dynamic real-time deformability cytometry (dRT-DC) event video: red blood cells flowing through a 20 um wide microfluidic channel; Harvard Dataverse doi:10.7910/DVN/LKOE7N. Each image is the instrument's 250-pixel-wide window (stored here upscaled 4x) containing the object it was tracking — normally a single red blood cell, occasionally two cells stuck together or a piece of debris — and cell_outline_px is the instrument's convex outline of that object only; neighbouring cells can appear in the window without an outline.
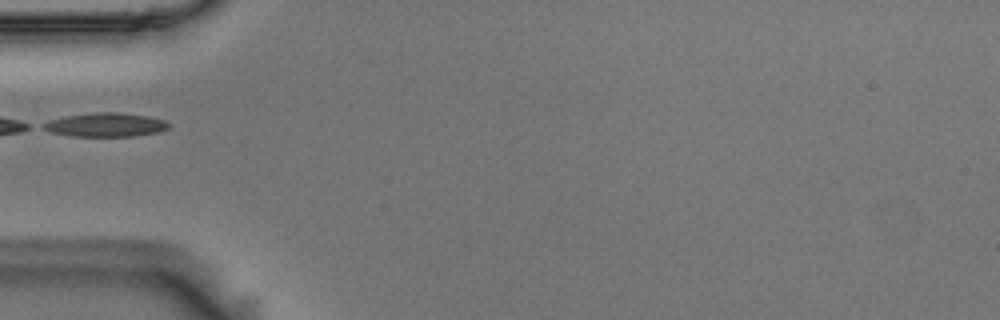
{"species": "Egyptian fruit bat (a non-hibernating species)", "species_latin": "Rousettus aegyptiacus", "temperature_condition": "room temperature", "stored_images_in_passage": 13, "camera_frame_rate_fps": 3000, "um_per_image_px": 0.085, "animal": {"sex": "male"}, "frame": {"image": 1, "passage_image": 1, "time_ms": 0.0, "image_size_px": [1000, 320], "cell_outline_px": [[172, 124], [168, 128], [156, 132], [132, 136], [72, 136], [52, 132], [44, 128], [40, 124], [48, 120], [64, 116], [96, 112], [116, 112], [148, 116], [164, 120]], "centroid_in_image_um": [8.96, 10.6], "position_along_channel_um": 76.0, "area_um2": 17.34}}